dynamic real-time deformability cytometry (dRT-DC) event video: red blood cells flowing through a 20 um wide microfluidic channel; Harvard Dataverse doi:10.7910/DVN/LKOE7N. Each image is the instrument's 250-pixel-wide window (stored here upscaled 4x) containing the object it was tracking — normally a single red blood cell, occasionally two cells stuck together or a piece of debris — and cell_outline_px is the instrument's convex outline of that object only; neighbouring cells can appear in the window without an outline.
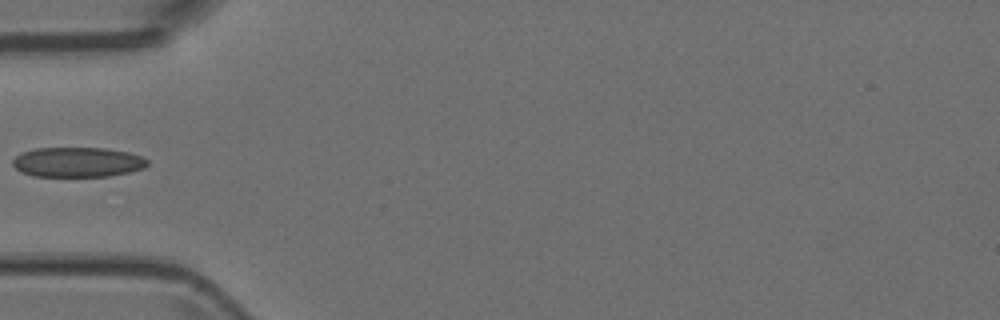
{"species": "Egyptian fruit bat (a non-hibernating species)", "species_latin": "Rousettus aegyptiacus", "temperature_condition": "room temperature", "stored_images_in_passage": 4, "camera_frame_rate_fps": 3000, "um_per_image_px": 0.085, "animal": {"sex": "female"}, "frame": {"image": 1, "passage_image": 4, "time_ms": 1.0, "image_size_px": [1000, 320], "cell_outline_px": [[148, 164], [144, 168], [128, 172], [108, 176], [32, 176], [20, 172], [12, 164], [12, 160], [20, 152], [36, 148], [104, 148], [128, 152], [144, 156], [148, 160]], "centroid_in_image_um": [6.58, 13.78], "position_along_channel_um": 78.4, "area_um2": 23.58}}